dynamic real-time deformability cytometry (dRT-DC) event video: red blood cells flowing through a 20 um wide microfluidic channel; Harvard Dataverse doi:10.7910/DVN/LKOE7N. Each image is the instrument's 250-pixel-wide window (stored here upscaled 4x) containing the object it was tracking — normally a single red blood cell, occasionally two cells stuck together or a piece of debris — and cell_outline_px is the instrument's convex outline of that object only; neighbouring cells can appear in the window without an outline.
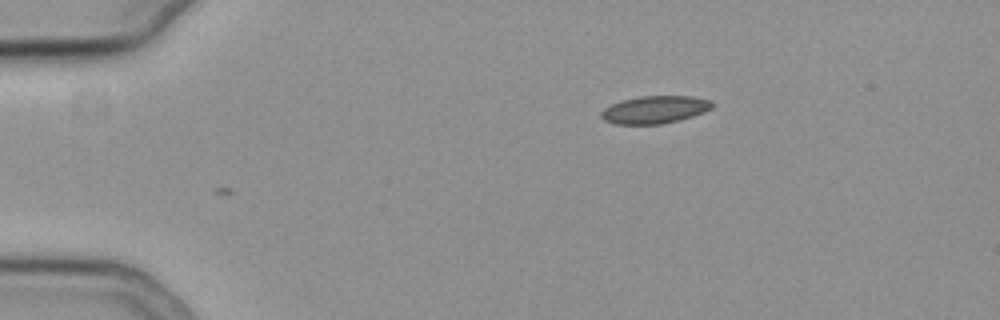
{"species": "common noctule bat (a hibernating species)", "species_latin": "Nyctalus noctula", "temperature_condition": "cold", "stored_images_in_passage": 2, "camera_frame_rate_fps": 3000, "um_per_image_px": 0.085, "animal": {"sex": "female", "body_mass_g": 19.3, "forearm_length_mm": 54.1}, "frame": {"image": 1, "passage_image": 2, "time_ms": 0.333, "image_size_px": [1000, 320], "cell_outline_px": [[716, 104], [712, 108], [704, 112], [680, 120], [660, 124], [616, 124], [604, 120], [600, 116], [600, 112], [604, 108], [620, 100], [640, 96], [692, 96], [712, 100]], "centroid_in_image_um": [55.68, 9.31], "position_along_channel_um": 29.3, "area_um2": 18.03}}